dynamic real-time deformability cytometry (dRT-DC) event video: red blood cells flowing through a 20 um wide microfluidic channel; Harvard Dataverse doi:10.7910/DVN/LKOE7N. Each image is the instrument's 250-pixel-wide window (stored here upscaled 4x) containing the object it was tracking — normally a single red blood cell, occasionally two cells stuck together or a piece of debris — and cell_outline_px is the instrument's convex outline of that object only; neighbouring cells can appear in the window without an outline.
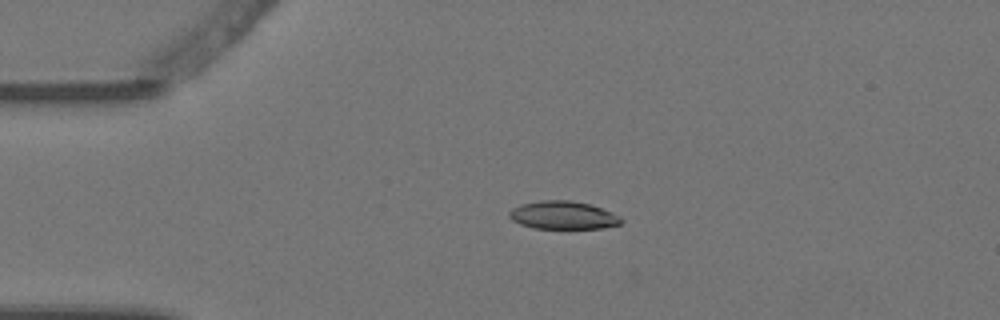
{"species": "Egyptian fruit bat (a non-hibernating species)", "species_latin": "Rousettus aegyptiacus", "temperature_condition": "warm", "stored_images_in_passage": 2, "camera_frame_rate_fps": 3000, "um_per_image_px": 0.085, "animal": {"sex": "female"}, "frame": {"image": 1, "passage_image": 1, "time_ms": 0.0, "image_size_px": [1000, 320], "cell_outline_px": [[624, 220], [620, 224], [604, 228], [532, 228], [520, 224], [512, 220], [508, 216], [508, 212], [512, 208], [520, 204], [540, 200], [572, 200], [588, 204], [612, 212], [620, 216]], "centroid_in_image_um": [47.84, 18.29], "position_along_channel_um": 37.2, "area_um2": 18.38}}